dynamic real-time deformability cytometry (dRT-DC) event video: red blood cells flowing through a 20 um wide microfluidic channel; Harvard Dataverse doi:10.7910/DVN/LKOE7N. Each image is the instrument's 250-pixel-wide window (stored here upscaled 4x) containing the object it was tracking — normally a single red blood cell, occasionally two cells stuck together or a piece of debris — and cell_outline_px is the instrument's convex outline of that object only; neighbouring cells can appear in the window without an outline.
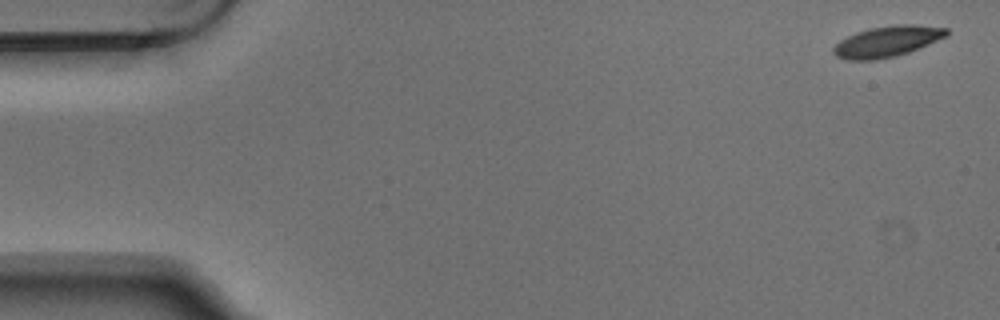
{"species": "Egyptian fruit bat (a non-hibernating species)", "species_latin": "Rousettus aegyptiacus", "temperature_condition": "warm", "stored_images_in_passage": 6, "camera_frame_rate_fps": 3000, "um_per_image_px": 0.085, "animal": {"sex": "male"}, "frame": {"image": 1, "passage_image": 1, "time_ms": 0.0, "image_size_px": [1000, 320], "cell_outline_px": [[948, 36], [908, 52], [896, 56], [872, 60], [848, 60], [836, 56], [832, 52], [832, 48], [840, 40], [856, 32], [868, 28], [892, 24], [912, 24], [948, 28]], "centroid_in_image_um": [75.4, 3.51], "position_along_channel_um": 9.6, "area_um2": 20.4}}
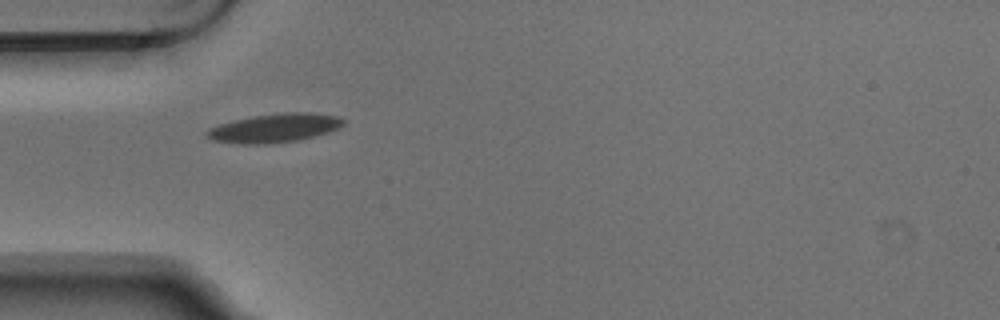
{"frame": {"image": 2, "passage_image": 5, "time_ms": 1.333, "image_size_px": [1000, 320], "cell_outline_px": [[344, 124], [328, 132], [296, 140], [268, 144], [240, 144], [212, 140], [204, 136], [204, 132], [208, 128], [220, 124], [236, 120], [256, 116], [288, 112], [312, 112], [336, 116], [344, 120]], "centroid_in_image_um": [23.28, 10.89], "position_along_channel_um": 61.7, "area_um2": 22.6}}
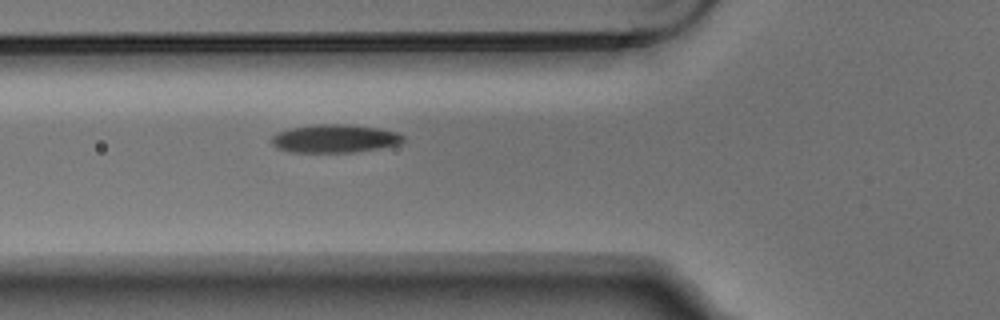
{"frame": {"image": 3, "passage_image": 6, "time_ms": 1.667, "image_size_px": [1000, 320], "cell_outline_px": [[404, 140], [400, 144], [380, 148], [352, 152], [288, 152], [276, 148], [272, 144], [272, 136], [276, 132], [292, 128], [316, 124], [344, 124], [380, 128], [396, 132], [404, 136]], "centroid_in_image_um": [28.44, 11.78], "position_along_channel_um": 97.4, "area_um2": 21.68}}